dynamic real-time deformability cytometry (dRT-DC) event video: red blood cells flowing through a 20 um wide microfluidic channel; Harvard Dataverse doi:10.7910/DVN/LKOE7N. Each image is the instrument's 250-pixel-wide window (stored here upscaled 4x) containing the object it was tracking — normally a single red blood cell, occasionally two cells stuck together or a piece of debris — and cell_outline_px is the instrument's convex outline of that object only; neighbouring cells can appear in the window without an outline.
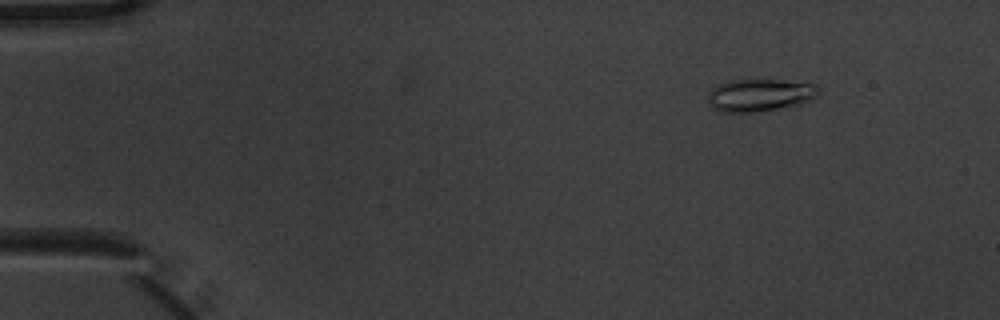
{"species": "common noctule bat (a hibernating species)", "species_latin": "Nyctalus noctula", "temperature_condition": "warm", "stored_images_in_passage": 5, "camera_frame_rate_fps": 3000, "um_per_image_px": 0.085, "animal": {"sex": "male", "body_mass_g": 20.1, "forearm_length_mm": 53.5}, "frame": {"image": 1, "passage_image": 2, "time_ms": 0.333, "image_size_px": [1000, 320], "cell_outline_px": [[820, 92], [816, 96], [800, 104], [752, 112], [720, 112], [712, 108], [708, 104], [708, 92], [712, 88], [728, 80], [784, 80], [816, 84], [820, 88]], "centroid_in_image_um": [64.56, 8.07], "position_along_channel_um": 20.4, "area_um2": 20.92}}